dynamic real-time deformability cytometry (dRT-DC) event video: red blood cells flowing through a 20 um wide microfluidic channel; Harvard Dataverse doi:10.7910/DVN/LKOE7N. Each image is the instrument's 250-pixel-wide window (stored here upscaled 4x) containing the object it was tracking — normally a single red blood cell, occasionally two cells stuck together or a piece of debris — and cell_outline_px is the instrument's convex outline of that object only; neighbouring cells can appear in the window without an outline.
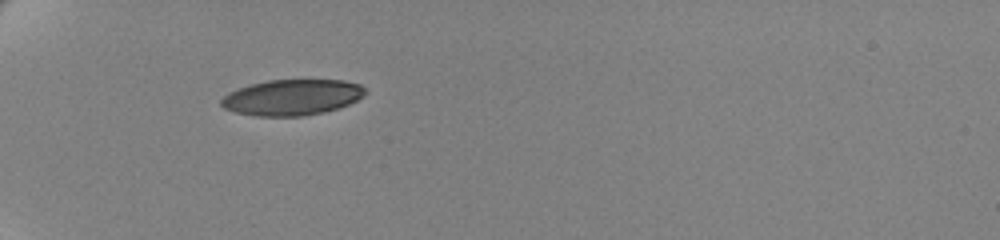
{"species": "human", "species_latin": "Homo sapiens", "temperature_condition": "cold", "stored_images_in_passage": 40, "camera_frame_rate_fps": 3000, "um_per_image_px": 0.085, "donor": {"sex": "female"}, "frame": {"image": 1, "passage_image": 1, "time_ms": 0.0, "image_size_px": [1000, 240], "cell_outline_px": [[368, 92], [364, 96], [348, 104], [324, 112], [300, 116], [256, 116], [236, 112], [224, 108], [220, 104], [220, 100], [228, 92], [252, 84], [268, 80], [344, 80], [360, 84]], "centroid_in_image_um": [24.83, 8.27], "position_along_channel_um": 60.2, "area_um2": 29.94}}
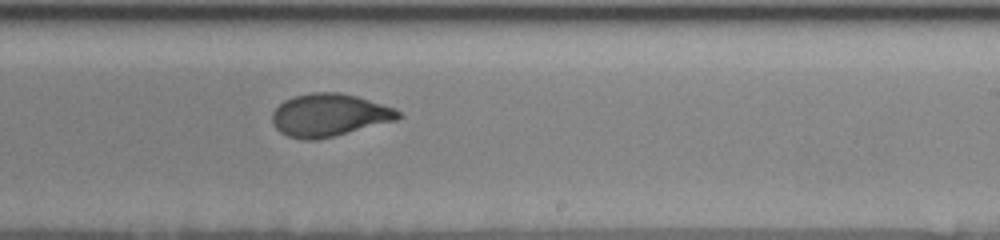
{"frame": {"image": 2, "passage_image": 20, "time_ms": 6.333, "image_size_px": [1000, 240], "cell_outline_px": [[400, 116], [396, 120], [316, 140], [304, 140], [288, 136], [280, 132], [272, 124], [272, 112], [284, 100], [292, 96], [312, 92], [340, 92], [356, 96], [396, 108], [400, 112]], "centroid_in_image_um": [27.94, 9.77], "position_along_channel_um": 261.1, "area_um2": 31.21}}
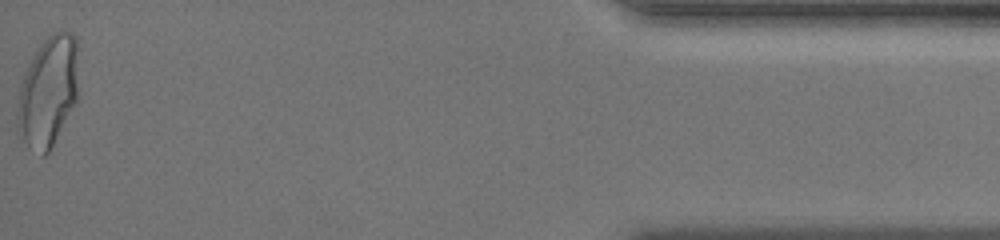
{"frame": {"image": 3, "passage_image": 40, "time_ms": 13.0, "image_size_px": [1000, 240], "cell_outline_px": [[76, 100], [48, 152], [44, 156], [40, 156], [24, 140], [16, 128], [16, 112], [20, 88], [24, 72], [32, 56], [40, 44], [52, 32], [60, 28], [64, 28], [72, 32], [76, 36]], "centroid_in_image_um": [4.05, 7.72], "position_along_channel_um": 431.1, "area_um2": 38.96}, "authors_computed_cell_mechanics": {"area_um2": 31.5588, "velocity_mm_per_s": 3.4811, "shape_relaxation_time_tau1_ms": 4.9415, "shape_relaxation_time_tau2_ms": 0.9583, "deformation_change_tau1": 0.1715, "deformation_change_tau2": 0.0497}}